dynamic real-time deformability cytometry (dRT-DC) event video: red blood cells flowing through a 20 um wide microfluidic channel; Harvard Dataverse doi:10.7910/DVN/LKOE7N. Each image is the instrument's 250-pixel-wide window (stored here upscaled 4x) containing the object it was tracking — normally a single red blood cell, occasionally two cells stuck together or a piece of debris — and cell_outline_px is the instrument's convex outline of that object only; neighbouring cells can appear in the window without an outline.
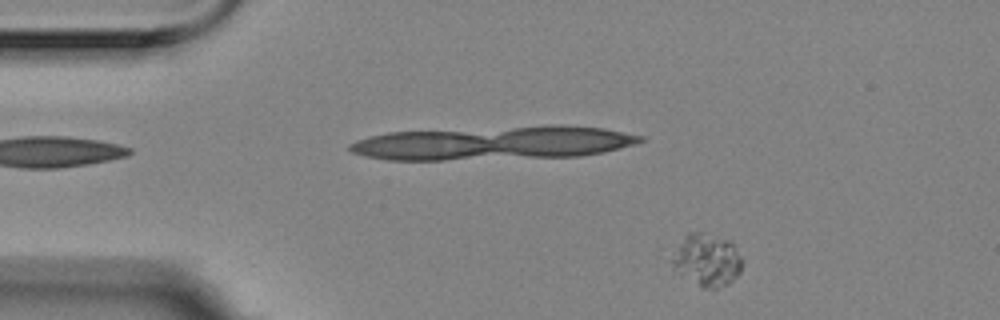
{"species": "Egyptian fruit bat (a non-hibernating species)", "species_latin": "Rousettus aegyptiacus", "temperature_condition": "room temperature", "stored_images_in_passage": 47, "camera_frame_rate_fps": 3000, "um_per_image_px": 0.085, "animal": {"sex": "female"}, "frame": {"image": 1, "passage_image": 1, "time_ms": 0.0, "image_size_px": [1000, 320], "cell_outline_px": [[744, 260], [740, 272], [728, 284], [716, 288], [700, 288], [672, 272], [668, 252], [688, 232], [700, 232], [728, 240], [732, 244]], "centroid_in_image_um": [59.96, 22.12], "position_along_channel_um": 25.0, "area_um2": 22.43}}
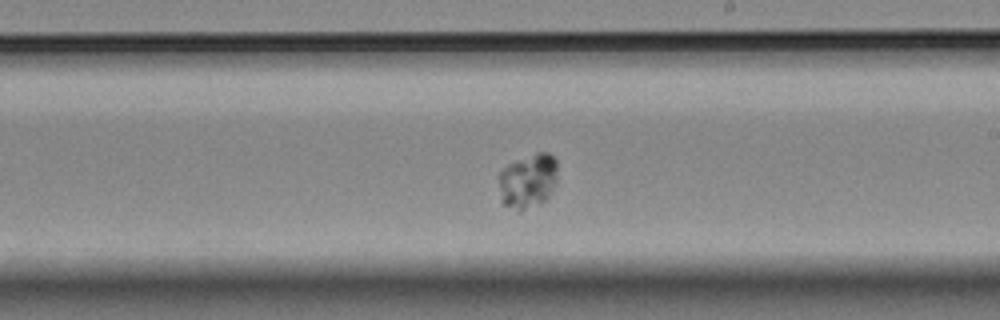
{"frame": {"image": 2, "passage_image": 26, "time_ms": 8.333, "image_size_px": [1000, 320], "cell_outline_px": [[556, 184], [548, 196], [544, 200], [520, 212], [504, 204], [500, 200], [500, 172], [508, 164], [536, 152], [548, 152], [556, 160]], "centroid_in_image_um": [44.88, 15.37], "position_along_channel_um": 244.1, "area_um2": 18.44}}
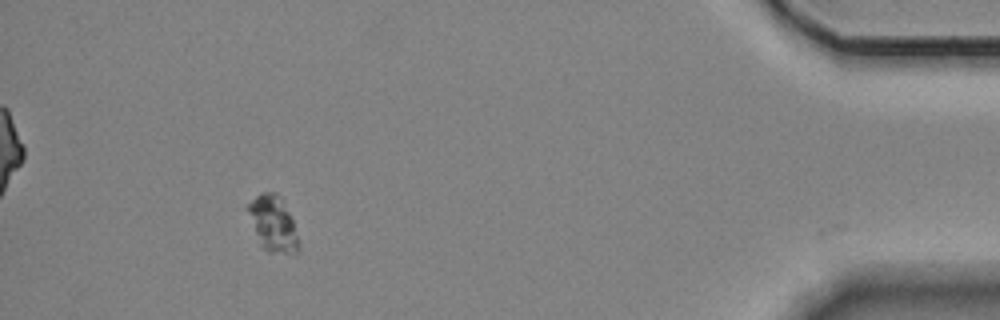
{"frame": {"image": 3, "passage_image": 46, "time_ms": 15.0, "image_size_px": [1000, 320], "cell_outline_px": [[300, 252], [292, 256], [268, 252], [260, 244], [248, 208], [248, 204], [260, 192], [276, 192], [288, 212], [292, 220], [300, 244]], "centroid_in_image_um": [23.27, 19.09], "position_along_channel_um": 411.9, "area_um2": 16.13}}